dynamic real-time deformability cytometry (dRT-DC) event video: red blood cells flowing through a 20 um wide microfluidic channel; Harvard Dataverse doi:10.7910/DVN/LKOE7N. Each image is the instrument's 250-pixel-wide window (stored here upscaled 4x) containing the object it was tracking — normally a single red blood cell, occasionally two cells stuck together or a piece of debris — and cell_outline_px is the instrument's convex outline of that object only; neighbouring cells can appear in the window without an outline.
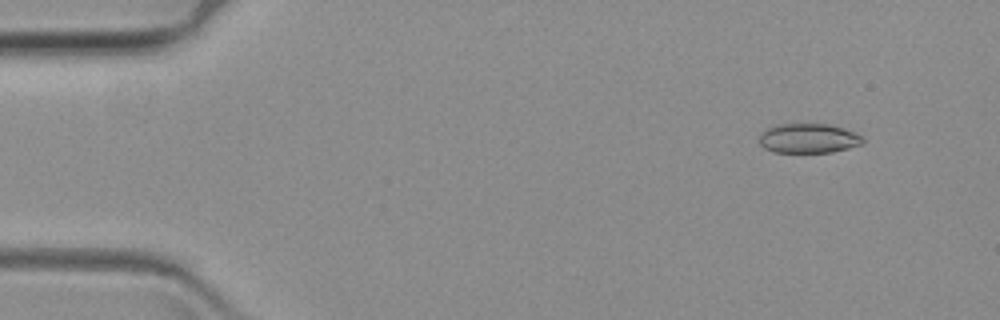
{"species": "common noctule bat (a hibernating species)", "species_latin": "Nyctalus noctula", "temperature_condition": "warm", "stored_images_in_passage": 59, "camera_frame_rate_fps": 3000, "um_per_image_px": 0.085, "animal": {"sex": "female", "body_mass_g": 19.3, "forearm_length_mm": 54.1}, "frame": {"image": 1, "passage_image": 3, "time_ms": 0.667, "image_size_px": [1000, 320], "cell_outline_px": [[864, 140], [860, 144], [848, 148], [832, 152], [772, 152], [764, 148], [760, 144], [760, 132], [764, 128], [776, 124], [828, 124], [844, 128], [856, 132], [864, 136]], "centroid_in_image_um": [68.7, 11.75], "position_along_channel_um": 16.3, "area_um2": 18.03}}
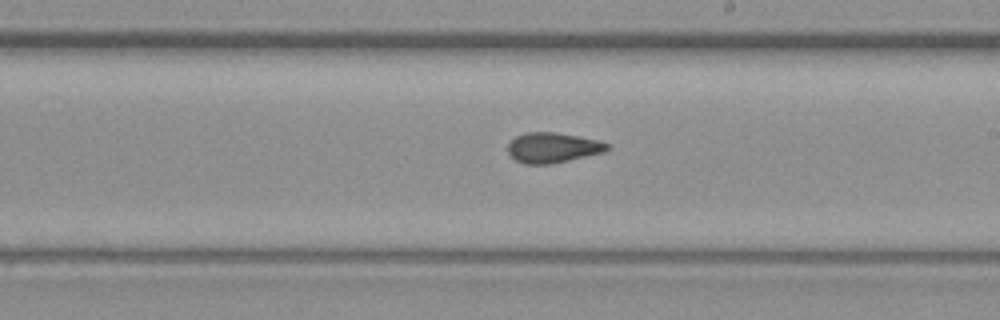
{"frame": {"image": 2, "passage_image": 33, "time_ms": 10.667, "image_size_px": [1000, 320], "cell_outline_px": [[612, 148], [604, 152], [552, 164], [524, 164], [516, 160], [508, 152], [508, 144], [516, 136], [528, 132], [556, 132], [600, 140], [608, 144]], "centroid_in_image_um": [47.02, 12.55], "position_along_channel_um": 242.0, "area_um2": 17.51}}
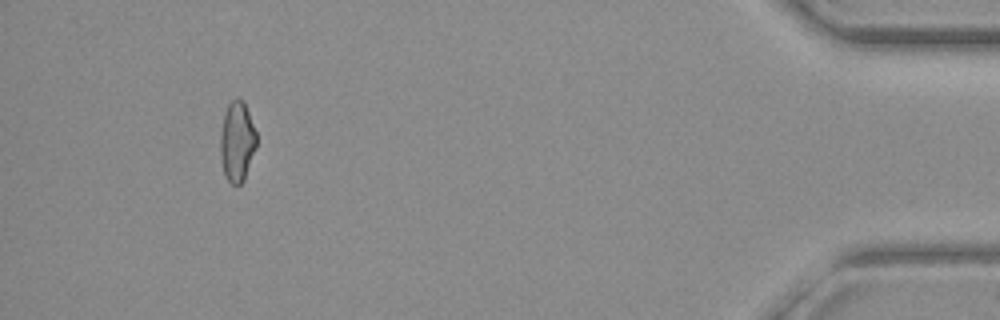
{"frame": {"image": 3, "passage_image": 55, "time_ms": 18.0, "image_size_px": [1000, 320], "cell_outline_px": [[256, 148], [244, 180], [240, 184], [232, 184], [224, 176], [220, 160], [220, 132], [224, 112], [228, 104], [232, 100], [244, 100], [256, 132]], "centroid_in_image_um": [20.13, 12.05], "position_along_channel_um": 415.1, "area_um2": 17.05}}